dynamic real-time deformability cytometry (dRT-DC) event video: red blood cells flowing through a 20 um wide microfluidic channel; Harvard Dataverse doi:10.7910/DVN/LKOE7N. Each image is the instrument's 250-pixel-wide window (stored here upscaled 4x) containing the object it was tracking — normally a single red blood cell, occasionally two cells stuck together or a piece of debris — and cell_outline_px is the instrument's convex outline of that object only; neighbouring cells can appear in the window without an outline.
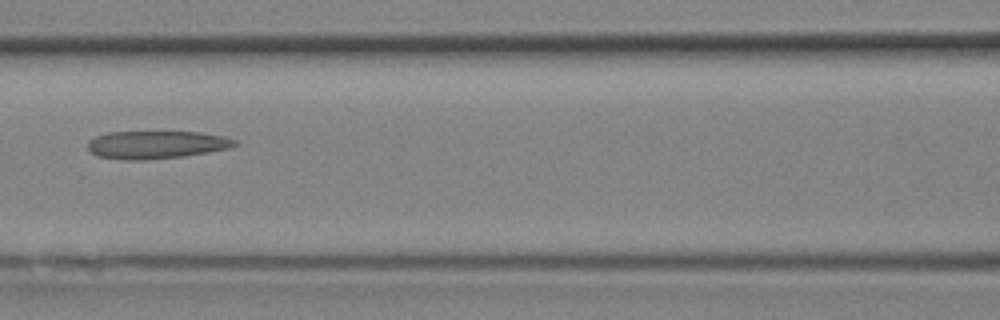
{"species": "Egyptian fruit bat (a non-hibernating species)", "species_latin": "Rousettus aegyptiacus", "temperature_condition": "room temperature", "stored_images_in_passage": 8, "camera_frame_rate_fps": 3000, "um_per_image_px": 0.085, "animal": {"sex": "female"}, "frame": {"image": 1, "passage_image": 7, "time_ms": 2.0, "image_size_px": [1000, 320], "cell_outline_px": [[240, 144], [228, 148], [208, 152], [180, 156], [144, 160], [128, 160], [96, 156], [88, 148], [88, 140], [96, 136], [108, 132], [200, 132], [224, 136], [236, 140]], "centroid_in_image_um": [13.29, 12.29], "position_along_channel_um": 153.3, "area_um2": 23.76}}